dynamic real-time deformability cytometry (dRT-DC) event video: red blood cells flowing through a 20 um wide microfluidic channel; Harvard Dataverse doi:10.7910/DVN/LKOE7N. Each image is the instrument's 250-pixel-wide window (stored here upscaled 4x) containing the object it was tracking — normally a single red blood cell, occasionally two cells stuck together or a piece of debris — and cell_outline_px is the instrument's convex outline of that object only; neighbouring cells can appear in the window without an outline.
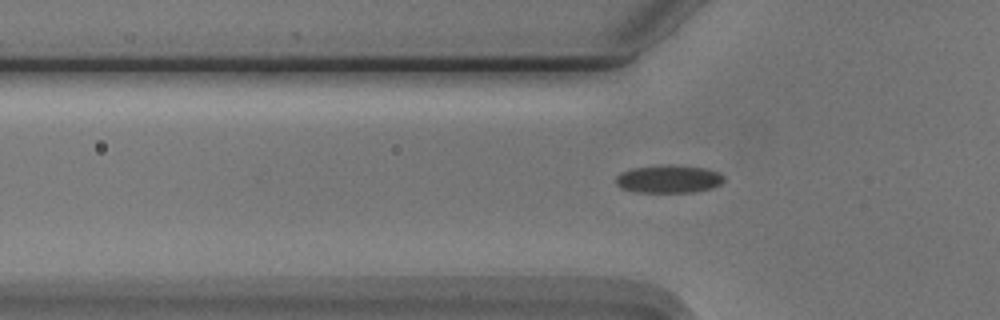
{"species": "Egyptian fruit bat (a non-hibernating species)", "species_latin": "Rousettus aegyptiacus", "temperature_condition": "cold", "stored_images_in_passage": 37, "camera_frame_rate_fps": 3000, "um_per_image_px": 0.085, "animal": {"sex": "male"}, "frame": {"image": 1, "passage_image": 2, "time_ms": 0.333, "image_size_px": [1000, 320], "cell_outline_px": [[724, 180], [720, 184], [712, 188], [692, 192], [636, 192], [620, 188], [616, 184], [616, 176], [620, 172], [632, 168], [664, 164], [668, 164], [704, 168], [720, 172], [724, 176]], "centroid_in_image_um": [56.82, 15.21], "position_along_channel_um": 69.0, "area_um2": 17.74}}
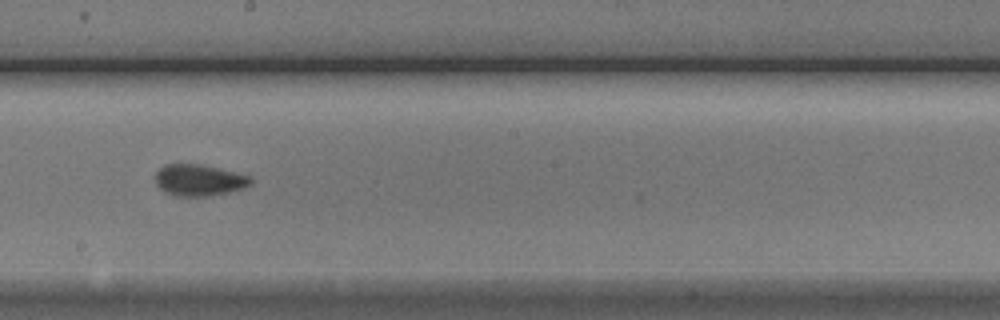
{"frame": {"image": 2, "passage_image": 15, "time_ms": 4.667, "image_size_px": [1000, 320], "cell_outline_px": [[252, 184], [244, 188], [228, 192], [208, 196], [176, 196], [164, 192], [156, 184], [156, 172], [164, 164], [200, 164], [252, 176]], "centroid_in_image_um": [16.93, 15.31], "position_along_channel_um": 231.3, "area_um2": 17.51}}
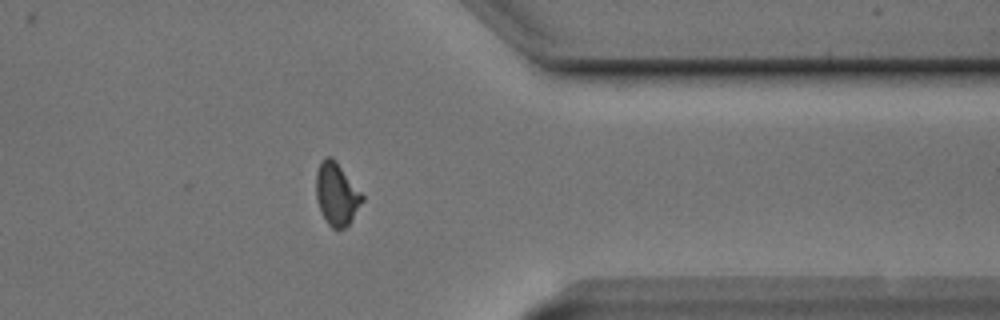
{"frame": {"image": 3, "passage_image": 28, "time_ms": 9.0, "image_size_px": [1000, 320], "cell_outline_px": [[364, 200], [352, 220], [344, 228], [332, 228], [328, 224], [320, 212], [316, 196], [316, 172], [324, 156], [332, 156], [336, 160], [364, 196]], "centroid_in_image_um": [28.61, 16.48], "position_along_channel_um": 382.8, "area_um2": 16.88}}